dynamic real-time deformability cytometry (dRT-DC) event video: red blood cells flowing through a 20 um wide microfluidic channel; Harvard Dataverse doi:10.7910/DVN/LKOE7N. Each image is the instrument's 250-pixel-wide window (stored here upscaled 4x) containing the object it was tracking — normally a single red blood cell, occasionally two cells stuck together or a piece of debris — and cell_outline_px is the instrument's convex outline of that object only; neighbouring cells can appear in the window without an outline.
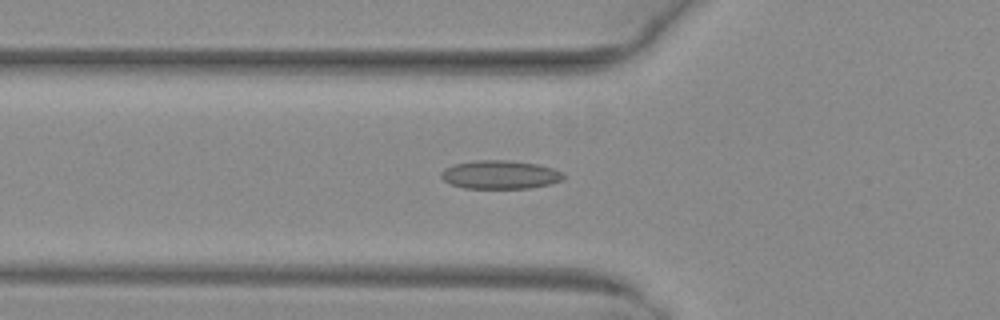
{"species": "common noctule bat (a hibernating species)", "species_latin": "Nyctalus noctula", "temperature_condition": "warm", "stored_images_in_passage": 46, "camera_frame_rate_fps": 3000, "um_per_image_px": 0.085, "animal": {"sex": "female", "body_mass_g": 29.2, "forearm_length_mm": 56.3}, "frame": {"image": 1, "passage_image": 18, "time_ms": 5.667, "image_size_px": [1000, 320], "cell_outline_px": [[564, 180], [552, 184], [532, 188], [464, 188], [452, 184], [444, 180], [440, 176], [440, 172], [444, 168], [452, 164], [476, 160], [508, 160], [536, 164], [552, 168], [560, 172], [564, 176]], "centroid_in_image_um": [42.49, 14.85], "position_along_channel_um": 83.3, "area_um2": 20.4}}
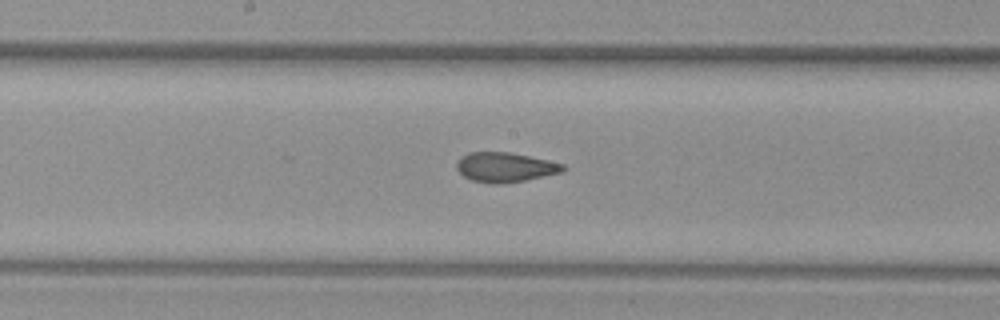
{"frame": {"image": 2, "passage_image": 27, "time_ms": 8.667, "image_size_px": [1000, 320], "cell_outline_px": [[568, 168], [560, 172], [524, 180], [504, 184], [492, 184], [472, 180], [464, 176], [456, 168], [456, 160], [460, 156], [468, 152], [508, 152], [548, 160], [564, 164]], "centroid_in_image_um": [42.89, 14.21], "position_along_channel_um": 205.3, "area_um2": 18.38}}
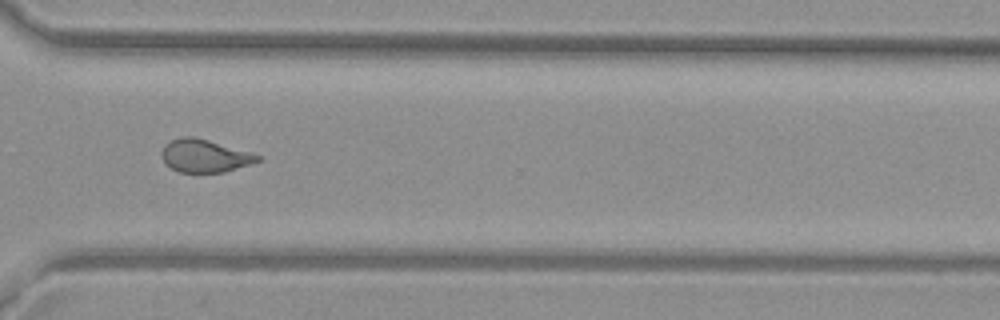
{"frame": {"image": 3, "passage_image": 38, "time_ms": 12.333, "image_size_px": [1000, 320], "cell_outline_px": [[260, 160], [252, 164], [224, 172], [180, 172], [172, 168], [160, 156], [160, 152], [164, 144], [172, 140], [184, 136], [192, 136], [208, 140], [252, 152], [260, 156]], "centroid_in_image_um": [17.4, 13.24], "position_along_channel_um": 353.2, "area_um2": 18.32}}